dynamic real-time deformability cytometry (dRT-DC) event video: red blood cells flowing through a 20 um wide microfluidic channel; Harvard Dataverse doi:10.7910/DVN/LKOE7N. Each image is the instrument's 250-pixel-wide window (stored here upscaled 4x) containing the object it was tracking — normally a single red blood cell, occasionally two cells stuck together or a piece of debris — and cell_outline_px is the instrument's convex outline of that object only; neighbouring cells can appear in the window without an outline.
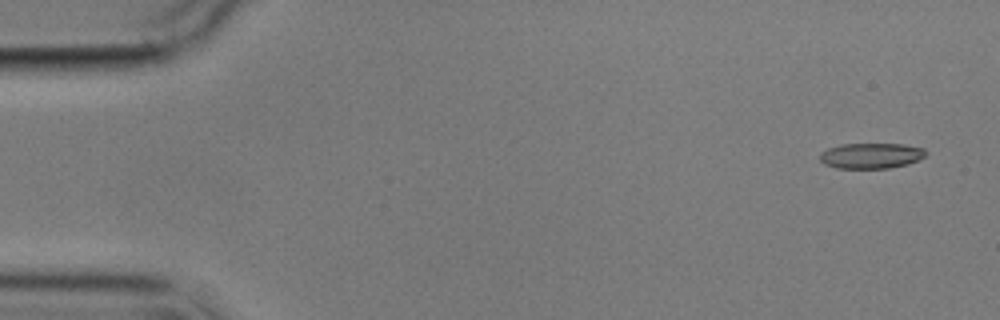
{"species": "common noctule bat (a hibernating species)", "species_latin": "Nyctalus noctula", "temperature_condition": "cold", "stored_images_in_passage": 6, "camera_frame_rate_fps": 3000, "um_per_image_px": 0.085, "animal": {"sex": "male", "body_mass_g": 17.9}, "frame": {"image": 1, "passage_image": 1, "time_ms": 0.0, "image_size_px": [1000, 320], "cell_outline_px": [[928, 152], [924, 156], [908, 164], [888, 168], [836, 168], [824, 164], [820, 160], [820, 152], [828, 148], [840, 144], [904, 144], [924, 148]], "centroid_in_image_um": [74.03, 13.23], "position_along_channel_um": 11.0, "area_um2": 15.78}}
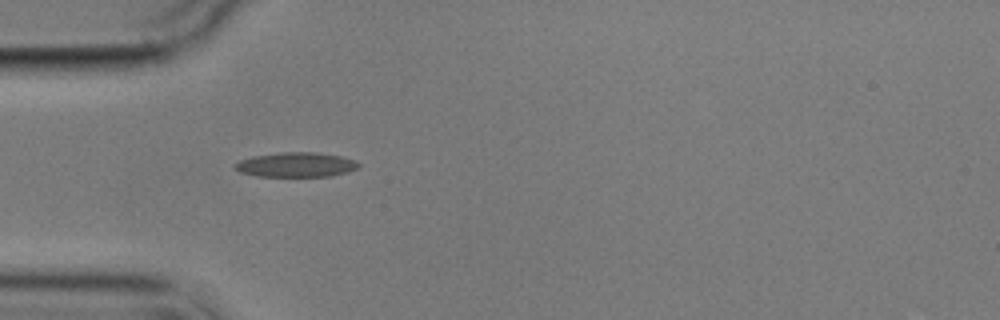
{"frame": {"image": 2, "passage_image": 5, "time_ms": 4.667, "image_size_px": [1000, 320], "cell_outline_px": [[360, 164], [356, 168], [348, 172], [332, 176], [256, 176], [240, 172], [232, 168], [240, 160], [252, 156], [280, 152], [316, 152], [340, 156], [356, 160]], "centroid_in_image_um": [25.16, 14.0], "position_along_channel_um": 59.8, "area_um2": 17.8}}
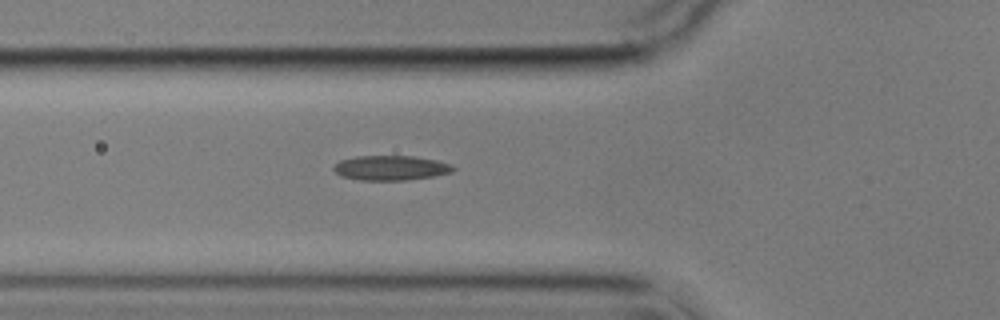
{"frame": {"image": 3, "passage_image": 6, "time_ms": 5.667, "image_size_px": [1000, 320], "cell_outline_px": [[456, 168], [452, 172], [432, 176], [408, 180], [360, 180], [340, 176], [332, 168], [340, 160], [356, 156], [416, 156], [436, 160], [452, 164]], "centroid_in_image_um": [33.22, 14.27], "position_along_channel_um": 92.6, "area_um2": 17.28}}